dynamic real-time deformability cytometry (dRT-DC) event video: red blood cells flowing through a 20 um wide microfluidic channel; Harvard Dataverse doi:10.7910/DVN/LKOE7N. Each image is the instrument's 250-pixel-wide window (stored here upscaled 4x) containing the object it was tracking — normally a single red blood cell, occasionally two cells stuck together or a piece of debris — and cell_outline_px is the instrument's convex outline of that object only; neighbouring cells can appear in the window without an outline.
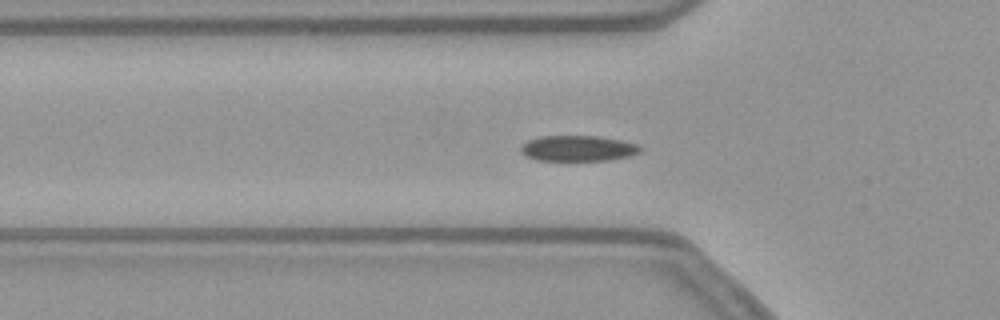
{"species": "common noctule bat (a hibernating species)", "species_latin": "Nyctalus noctula", "temperature_condition": "warm", "stored_images_in_passage": 54, "camera_frame_rate_fps": 3000, "um_per_image_px": 0.085, "animal": {"sex": "female", "body_mass_g": 21.9}, "frame": {"image": 1, "passage_image": 17, "time_ms": 5.333, "image_size_px": [1000, 320], "cell_outline_px": [[644, 148], [640, 152], [632, 156], [608, 160], [536, 160], [520, 152], [520, 148], [528, 140], [540, 136], [596, 136], [620, 140], [636, 144]], "centroid_in_image_um": [49.16, 12.61], "position_along_channel_um": 76.6, "area_um2": 17.8}}
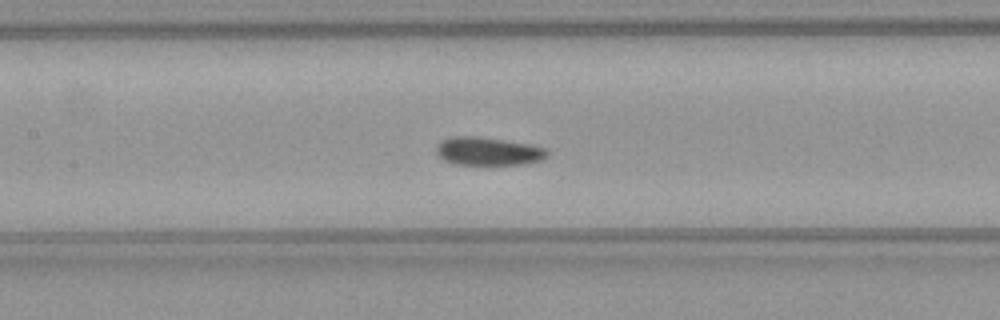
{"frame": {"image": 2, "passage_image": 24, "time_ms": 7.667, "image_size_px": [1000, 320], "cell_outline_px": [[548, 156], [540, 160], [524, 164], [456, 164], [444, 160], [436, 156], [436, 144], [452, 136], [476, 136], [532, 144], [544, 148], [548, 152]], "centroid_in_image_um": [41.47, 12.85], "position_along_channel_um": 165.9, "area_um2": 18.21}}
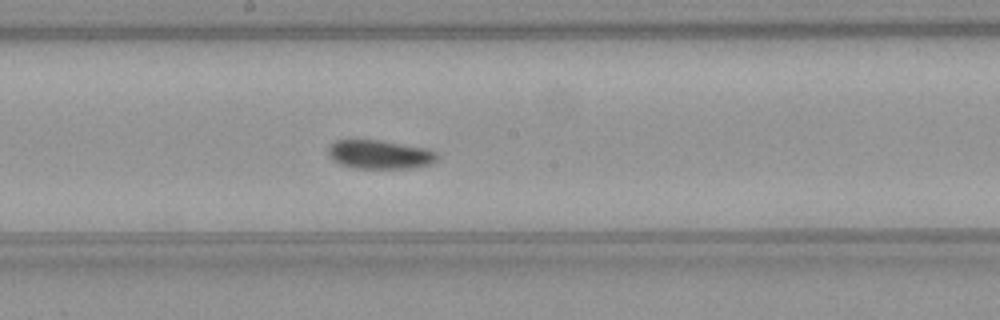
{"frame": {"image": 3, "passage_image": 28, "time_ms": 9.0, "image_size_px": [1000, 320], "cell_outline_px": [[440, 156], [432, 164], [412, 168], [356, 168], [340, 164], [332, 160], [328, 152], [328, 144], [336, 140], [380, 140], [428, 148], [436, 152]], "centroid_in_image_um": [32.3, 13.13], "position_along_channel_um": 215.9, "area_um2": 18.5}, "authors_computed_cell_mechanics": {"area_um2": 18.1492, "velocity_mm_per_s": 3.7719, "shape_relaxation_time_tau1_ms": 5.5033, "shape_relaxation_time_tau2_ms": null, "deformation_change_tau1": 0.1173, "deformation_change_tau2": null}}